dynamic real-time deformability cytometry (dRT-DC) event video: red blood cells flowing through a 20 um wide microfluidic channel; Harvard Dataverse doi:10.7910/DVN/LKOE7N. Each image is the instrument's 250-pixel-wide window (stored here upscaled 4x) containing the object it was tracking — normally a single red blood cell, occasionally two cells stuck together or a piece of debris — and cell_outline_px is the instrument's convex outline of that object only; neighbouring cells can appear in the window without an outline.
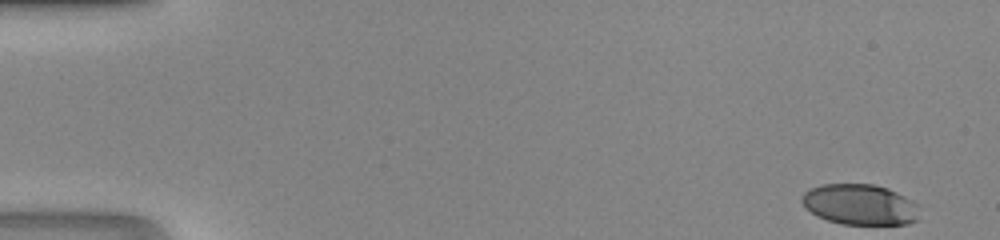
{"species": "human", "species_latin": "Homo sapiens", "temperature_condition": "room temperature", "stored_images_in_passage": 46, "camera_frame_rate_fps": 3000, "um_per_image_px": 0.085, "donor": {"sex": "male"}, "frame": {"image": 1, "passage_image": 1, "time_ms": 0.0, "image_size_px": [1000, 240], "cell_outline_px": [[920, 220], [908, 224], [840, 224], [816, 216], [804, 208], [800, 200], [804, 192], [808, 188], [820, 184], [872, 184], [888, 188], [920, 204]], "centroid_in_image_um": [73.11, 17.39], "position_along_channel_um": 11.9, "area_um2": 28.5}}
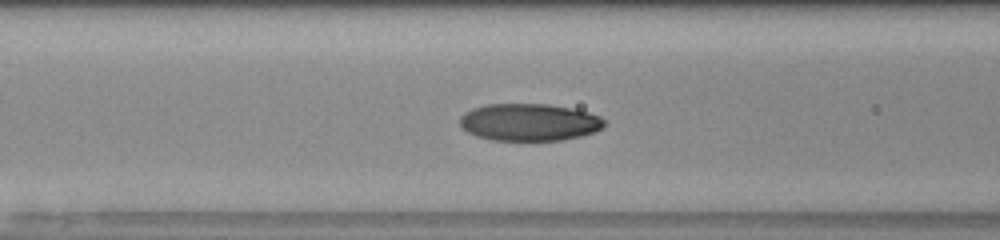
{"frame": {"image": 2, "passage_image": 19, "time_ms": 6.0, "image_size_px": [1000, 240], "cell_outline_px": [[608, 124], [596, 132], [564, 140], [492, 140], [476, 136], [468, 132], [460, 124], [460, 116], [464, 112], [472, 108], [488, 104], [548, 104], [576, 108], [600, 116], [608, 120]], "centroid_in_image_um": [45.05, 10.38], "position_along_channel_um": 121.5, "area_um2": 31.79}}
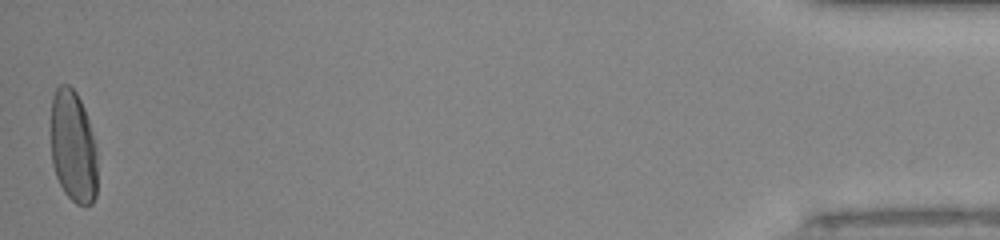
{"frame": {"image": 3, "passage_image": 46, "time_ms": 15.0, "image_size_px": [1000, 240], "cell_outline_px": [[96, 196], [92, 204], [76, 204], [64, 192], [56, 176], [52, 164], [52, 96], [56, 88], [60, 84], [68, 84], [76, 92], [84, 108], [88, 120], [96, 148]], "centroid_in_image_um": [6.21, 12.47], "position_along_channel_um": 429.0, "area_um2": 30.17}}